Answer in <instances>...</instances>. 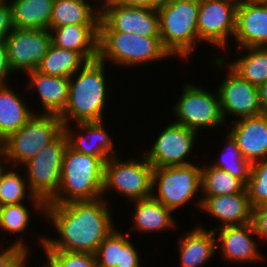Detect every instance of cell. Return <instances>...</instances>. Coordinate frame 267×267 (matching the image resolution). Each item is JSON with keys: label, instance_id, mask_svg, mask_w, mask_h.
I'll list each match as a JSON object with an SVG mask.
<instances>
[{"label": "cell", "instance_id": "cell-1", "mask_svg": "<svg viewBox=\"0 0 267 267\" xmlns=\"http://www.w3.org/2000/svg\"><path fill=\"white\" fill-rule=\"evenodd\" d=\"M107 206L104 197L94 201L46 204L43 215L54 225L60 238L41 236L40 247L43 250L95 254L115 226Z\"/></svg>", "mask_w": 267, "mask_h": 267}, {"label": "cell", "instance_id": "cell-2", "mask_svg": "<svg viewBox=\"0 0 267 267\" xmlns=\"http://www.w3.org/2000/svg\"><path fill=\"white\" fill-rule=\"evenodd\" d=\"M105 64L99 58L87 61L69 78L67 106L59 115L63 125H70L72 119L75 123L103 121L108 99Z\"/></svg>", "mask_w": 267, "mask_h": 267}, {"label": "cell", "instance_id": "cell-3", "mask_svg": "<svg viewBox=\"0 0 267 267\" xmlns=\"http://www.w3.org/2000/svg\"><path fill=\"white\" fill-rule=\"evenodd\" d=\"M104 165L102 158L76 152L67 145L62 159L61 185L47 204L94 201L103 196Z\"/></svg>", "mask_w": 267, "mask_h": 267}, {"label": "cell", "instance_id": "cell-4", "mask_svg": "<svg viewBox=\"0 0 267 267\" xmlns=\"http://www.w3.org/2000/svg\"><path fill=\"white\" fill-rule=\"evenodd\" d=\"M199 0H167L157 9L163 47L171 56L189 58L198 38Z\"/></svg>", "mask_w": 267, "mask_h": 267}, {"label": "cell", "instance_id": "cell-5", "mask_svg": "<svg viewBox=\"0 0 267 267\" xmlns=\"http://www.w3.org/2000/svg\"><path fill=\"white\" fill-rule=\"evenodd\" d=\"M171 57L160 37H145L119 31H99L98 58L123 67L152 63ZM107 60V61H106Z\"/></svg>", "mask_w": 267, "mask_h": 267}, {"label": "cell", "instance_id": "cell-6", "mask_svg": "<svg viewBox=\"0 0 267 267\" xmlns=\"http://www.w3.org/2000/svg\"><path fill=\"white\" fill-rule=\"evenodd\" d=\"M64 126L59 115L34 113L18 131L0 143V156L4 161L24 165L45 146L53 142Z\"/></svg>", "mask_w": 267, "mask_h": 267}, {"label": "cell", "instance_id": "cell-7", "mask_svg": "<svg viewBox=\"0 0 267 267\" xmlns=\"http://www.w3.org/2000/svg\"><path fill=\"white\" fill-rule=\"evenodd\" d=\"M67 145V135L63 131L23 165L31 194L45 204L56 196L60 188L62 159Z\"/></svg>", "mask_w": 267, "mask_h": 267}, {"label": "cell", "instance_id": "cell-8", "mask_svg": "<svg viewBox=\"0 0 267 267\" xmlns=\"http://www.w3.org/2000/svg\"><path fill=\"white\" fill-rule=\"evenodd\" d=\"M153 166L143 155L140 159L109 158L104 165L103 196L110 189L130 201L151 197Z\"/></svg>", "mask_w": 267, "mask_h": 267}, {"label": "cell", "instance_id": "cell-9", "mask_svg": "<svg viewBox=\"0 0 267 267\" xmlns=\"http://www.w3.org/2000/svg\"><path fill=\"white\" fill-rule=\"evenodd\" d=\"M200 189L201 167L195 163L153 167L151 196L172 211L195 199Z\"/></svg>", "mask_w": 267, "mask_h": 267}, {"label": "cell", "instance_id": "cell-10", "mask_svg": "<svg viewBox=\"0 0 267 267\" xmlns=\"http://www.w3.org/2000/svg\"><path fill=\"white\" fill-rule=\"evenodd\" d=\"M182 95L172 110L177 121L190 130L199 132L202 128H216L224 123L219 95L188 83L183 86Z\"/></svg>", "mask_w": 267, "mask_h": 267}, {"label": "cell", "instance_id": "cell-11", "mask_svg": "<svg viewBox=\"0 0 267 267\" xmlns=\"http://www.w3.org/2000/svg\"><path fill=\"white\" fill-rule=\"evenodd\" d=\"M99 31H119L145 37H160L156 9L126 6L118 2L100 8Z\"/></svg>", "mask_w": 267, "mask_h": 267}, {"label": "cell", "instance_id": "cell-12", "mask_svg": "<svg viewBox=\"0 0 267 267\" xmlns=\"http://www.w3.org/2000/svg\"><path fill=\"white\" fill-rule=\"evenodd\" d=\"M237 5L227 0H199L197 18L200 42L213 47H228V38L235 34Z\"/></svg>", "mask_w": 267, "mask_h": 267}, {"label": "cell", "instance_id": "cell-13", "mask_svg": "<svg viewBox=\"0 0 267 267\" xmlns=\"http://www.w3.org/2000/svg\"><path fill=\"white\" fill-rule=\"evenodd\" d=\"M4 42L13 72H28L36 70L52 44V37L50 30L14 28Z\"/></svg>", "mask_w": 267, "mask_h": 267}, {"label": "cell", "instance_id": "cell-14", "mask_svg": "<svg viewBox=\"0 0 267 267\" xmlns=\"http://www.w3.org/2000/svg\"><path fill=\"white\" fill-rule=\"evenodd\" d=\"M197 132L172 122L159 134L146 159L153 167L184 166L192 164L185 160L197 140Z\"/></svg>", "mask_w": 267, "mask_h": 267}, {"label": "cell", "instance_id": "cell-15", "mask_svg": "<svg viewBox=\"0 0 267 267\" xmlns=\"http://www.w3.org/2000/svg\"><path fill=\"white\" fill-rule=\"evenodd\" d=\"M226 68L228 74L216 91L224 120L227 115L240 119L262 114L258 87L242 79L229 66Z\"/></svg>", "mask_w": 267, "mask_h": 267}, {"label": "cell", "instance_id": "cell-16", "mask_svg": "<svg viewBox=\"0 0 267 267\" xmlns=\"http://www.w3.org/2000/svg\"><path fill=\"white\" fill-rule=\"evenodd\" d=\"M228 132L250 164L267 159V114L233 119Z\"/></svg>", "mask_w": 267, "mask_h": 267}, {"label": "cell", "instance_id": "cell-17", "mask_svg": "<svg viewBox=\"0 0 267 267\" xmlns=\"http://www.w3.org/2000/svg\"><path fill=\"white\" fill-rule=\"evenodd\" d=\"M196 202L199 209L219 219L221 225L215 229L252 222L253 207L246 188L240 193L204 197Z\"/></svg>", "mask_w": 267, "mask_h": 267}, {"label": "cell", "instance_id": "cell-18", "mask_svg": "<svg viewBox=\"0 0 267 267\" xmlns=\"http://www.w3.org/2000/svg\"><path fill=\"white\" fill-rule=\"evenodd\" d=\"M213 231L215 233L219 231L216 246L217 248L220 246V253L227 261L244 264V262H257L264 258L258 251L256 240L252 238L256 235L252 222L245 225L226 226Z\"/></svg>", "mask_w": 267, "mask_h": 267}, {"label": "cell", "instance_id": "cell-19", "mask_svg": "<svg viewBox=\"0 0 267 267\" xmlns=\"http://www.w3.org/2000/svg\"><path fill=\"white\" fill-rule=\"evenodd\" d=\"M104 121H91L77 123L78 130L85 132L83 134H74L75 132L69 125L64 126V132L67 135L68 145L76 152L102 158L105 162L114 156L117 152L114 149L113 139L105 129ZM87 133V134H86Z\"/></svg>", "mask_w": 267, "mask_h": 267}, {"label": "cell", "instance_id": "cell-20", "mask_svg": "<svg viewBox=\"0 0 267 267\" xmlns=\"http://www.w3.org/2000/svg\"><path fill=\"white\" fill-rule=\"evenodd\" d=\"M235 42L242 48L267 47V4L244 2L237 6Z\"/></svg>", "mask_w": 267, "mask_h": 267}, {"label": "cell", "instance_id": "cell-21", "mask_svg": "<svg viewBox=\"0 0 267 267\" xmlns=\"http://www.w3.org/2000/svg\"><path fill=\"white\" fill-rule=\"evenodd\" d=\"M49 30L56 47L78 52L87 61L98 58L99 24H73Z\"/></svg>", "mask_w": 267, "mask_h": 267}, {"label": "cell", "instance_id": "cell-22", "mask_svg": "<svg viewBox=\"0 0 267 267\" xmlns=\"http://www.w3.org/2000/svg\"><path fill=\"white\" fill-rule=\"evenodd\" d=\"M30 78L27 89L36 90L44 114L60 115L67 106L69 78L51 76L37 70L26 72Z\"/></svg>", "mask_w": 267, "mask_h": 267}, {"label": "cell", "instance_id": "cell-23", "mask_svg": "<svg viewBox=\"0 0 267 267\" xmlns=\"http://www.w3.org/2000/svg\"><path fill=\"white\" fill-rule=\"evenodd\" d=\"M125 233L115 227L103 240L95 253L97 267H141L139 251Z\"/></svg>", "mask_w": 267, "mask_h": 267}, {"label": "cell", "instance_id": "cell-24", "mask_svg": "<svg viewBox=\"0 0 267 267\" xmlns=\"http://www.w3.org/2000/svg\"><path fill=\"white\" fill-rule=\"evenodd\" d=\"M213 229H205L201 225L194 227L180 239V267H202L214 257L217 242Z\"/></svg>", "mask_w": 267, "mask_h": 267}, {"label": "cell", "instance_id": "cell-25", "mask_svg": "<svg viewBox=\"0 0 267 267\" xmlns=\"http://www.w3.org/2000/svg\"><path fill=\"white\" fill-rule=\"evenodd\" d=\"M21 98L7 84H0V143L24 126L35 113Z\"/></svg>", "mask_w": 267, "mask_h": 267}, {"label": "cell", "instance_id": "cell-26", "mask_svg": "<svg viewBox=\"0 0 267 267\" xmlns=\"http://www.w3.org/2000/svg\"><path fill=\"white\" fill-rule=\"evenodd\" d=\"M135 204L134 211V228H130L129 232L133 229L138 232H158L163 230H172L176 227L175 220L171 214L172 210L166 208L161 202L154 199L152 196L140 200L133 201Z\"/></svg>", "mask_w": 267, "mask_h": 267}, {"label": "cell", "instance_id": "cell-27", "mask_svg": "<svg viewBox=\"0 0 267 267\" xmlns=\"http://www.w3.org/2000/svg\"><path fill=\"white\" fill-rule=\"evenodd\" d=\"M97 7L87 0H54L50 28L73 24H99L100 9Z\"/></svg>", "mask_w": 267, "mask_h": 267}, {"label": "cell", "instance_id": "cell-28", "mask_svg": "<svg viewBox=\"0 0 267 267\" xmlns=\"http://www.w3.org/2000/svg\"><path fill=\"white\" fill-rule=\"evenodd\" d=\"M54 0H12L14 28L49 30Z\"/></svg>", "mask_w": 267, "mask_h": 267}, {"label": "cell", "instance_id": "cell-29", "mask_svg": "<svg viewBox=\"0 0 267 267\" xmlns=\"http://www.w3.org/2000/svg\"><path fill=\"white\" fill-rule=\"evenodd\" d=\"M86 62L80 53L51 44L36 70L51 76L70 78Z\"/></svg>", "mask_w": 267, "mask_h": 267}, {"label": "cell", "instance_id": "cell-30", "mask_svg": "<svg viewBox=\"0 0 267 267\" xmlns=\"http://www.w3.org/2000/svg\"><path fill=\"white\" fill-rule=\"evenodd\" d=\"M248 53L227 64L242 79L259 87L267 81V47H245Z\"/></svg>", "mask_w": 267, "mask_h": 267}, {"label": "cell", "instance_id": "cell-31", "mask_svg": "<svg viewBox=\"0 0 267 267\" xmlns=\"http://www.w3.org/2000/svg\"><path fill=\"white\" fill-rule=\"evenodd\" d=\"M14 171L11 168L7 170L4 165L0 168V204L2 206L19 204L29 196L31 198L29 200L33 202L34 209L45 213L46 204L31 194V191L27 188L29 186L26 184V178Z\"/></svg>", "mask_w": 267, "mask_h": 267}, {"label": "cell", "instance_id": "cell-32", "mask_svg": "<svg viewBox=\"0 0 267 267\" xmlns=\"http://www.w3.org/2000/svg\"><path fill=\"white\" fill-rule=\"evenodd\" d=\"M246 185L229 172L215 168L211 165L201 167L202 197L217 195H232L240 193Z\"/></svg>", "mask_w": 267, "mask_h": 267}, {"label": "cell", "instance_id": "cell-33", "mask_svg": "<svg viewBox=\"0 0 267 267\" xmlns=\"http://www.w3.org/2000/svg\"><path fill=\"white\" fill-rule=\"evenodd\" d=\"M226 146L218 161L211 166L227 171L232 176L240 179L245 185L248 184L251 164L242 157L236 141L227 133Z\"/></svg>", "mask_w": 267, "mask_h": 267}, {"label": "cell", "instance_id": "cell-34", "mask_svg": "<svg viewBox=\"0 0 267 267\" xmlns=\"http://www.w3.org/2000/svg\"><path fill=\"white\" fill-rule=\"evenodd\" d=\"M246 189L252 207L267 204V159L251 164Z\"/></svg>", "mask_w": 267, "mask_h": 267}, {"label": "cell", "instance_id": "cell-35", "mask_svg": "<svg viewBox=\"0 0 267 267\" xmlns=\"http://www.w3.org/2000/svg\"><path fill=\"white\" fill-rule=\"evenodd\" d=\"M48 267H97L96 257L88 252L44 250Z\"/></svg>", "mask_w": 267, "mask_h": 267}, {"label": "cell", "instance_id": "cell-36", "mask_svg": "<svg viewBox=\"0 0 267 267\" xmlns=\"http://www.w3.org/2000/svg\"><path fill=\"white\" fill-rule=\"evenodd\" d=\"M23 203L2 206L0 215L1 231L5 230V232L17 234L27 229L31 215Z\"/></svg>", "mask_w": 267, "mask_h": 267}, {"label": "cell", "instance_id": "cell-37", "mask_svg": "<svg viewBox=\"0 0 267 267\" xmlns=\"http://www.w3.org/2000/svg\"><path fill=\"white\" fill-rule=\"evenodd\" d=\"M26 242L18 238L10 247L0 252V267H25L30 252Z\"/></svg>", "mask_w": 267, "mask_h": 267}, {"label": "cell", "instance_id": "cell-38", "mask_svg": "<svg viewBox=\"0 0 267 267\" xmlns=\"http://www.w3.org/2000/svg\"><path fill=\"white\" fill-rule=\"evenodd\" d=\"M9 3L10 1L0 0V41H5L14 29L12 9Z\"/></svg>", "mask_w": 267, "mask_h": 267}, {"label": "cell", "instance_id": "cell-39", "mask_svg": "<svg viewBox=\"0 0 267 267\" xmlns=\"http://www.w3.org/2000/svg\"><path fill=\"white\" fill-rule=\"evenodd\" d=\"M252 223L256 236L267 239V204L253 207Z\"/></svg>", "mask_w": 267, "mask_h": 267}, {"label": "cell", "instance_id": "cell-40", "mask_svg": "<svg viewBox=\"0 0 267 267\" xmlns=\"http://www.w3.org/2000/svg\"><path fill=\"white\" fill-rule=\"evenodd\" d=\"M13 73L8 61L7 48L4 41H0V84H6V79Z\"/></svg>", "mask_w": 267, "mask_h": 267}, {"label": "cell", "instance_id": "cell-41", "mask_svg": "<svg viewBox=\"0 0 267 267\" xmlns=\"http://www.w3.org/2000/svg\"><path fill=\"white\" fill-rule=\"evenodd\" d=\"M167 0H118L117 2L126 6L146 7L158 9Z\"/></svg>", "mask_w": 267, "mask_h": 267}, {"label": "cell", "instance_id": "cell-42", "mask_svg": "<svg viewBox=\"0 0 267 267\" xmlns=\"http://www.w3.org/2000/svg\"><path fill=\"white\" fill-rule=\"evenodd\" d=\"M259 103L262 114H267V81L258 87Z\"/></svg>", "mask_w": 267, "mask_h": 267}, {"label": "cell", "instance_id": "cell-43", "mask_svg": "<svg viewBox=\"0 0 267 267\" xmlns=\"http://www.w3.org/2000/svg\"><path fill=\"white\" fill-rule=\"evenodd\" d=\"M247 1L256 4H267V0H247Z\"/></svg>", "mask_w": 267, "mask_h": 267}, {"label": "cell", "instance_id": "cell-44", "mask_svg": "<svg viewBox=\"0 0 267 267\" xmlns=\"http://www.w3.org/2000/svg\"><path fill=\"white\" fill-rule=\"evenodd\" d=\"M227 1H230L232 3H234L235 5H241L243 4L244 2H246L247 0H227Z\"/></svg>", "mask_w": 267, "mask_h": 267}, {"label": "cell", "instance_id": "cell-45", "mask_svg": "<svg viewBox=\"0 0 267 267\" xmlns=\"http://www.w3.org/2000/svg\"><path fill=\"white\" fill-rule=\"evenodd\" d=\"M100 1H102V3H103V4H100L102 6V5H105L107 3L117 2L118 0H100Z\"/></svg>", "mask_w": 267, "mask_h": 267}, {"label": "cell", "instance_id": "cell-46", "mask_svg": "<svg viewBox=\"0 0 267 267\" xmlns=\"http://www.w3.org/2000/svg\"><path fill=\"white\" fill-rule=\"evenodd\" d=\"M2 162L4 163L5 161H3L1 156H0V168L4 165Z\"/></svg>", "mask_w": 267, "mask_h": 267}]
</instances>
